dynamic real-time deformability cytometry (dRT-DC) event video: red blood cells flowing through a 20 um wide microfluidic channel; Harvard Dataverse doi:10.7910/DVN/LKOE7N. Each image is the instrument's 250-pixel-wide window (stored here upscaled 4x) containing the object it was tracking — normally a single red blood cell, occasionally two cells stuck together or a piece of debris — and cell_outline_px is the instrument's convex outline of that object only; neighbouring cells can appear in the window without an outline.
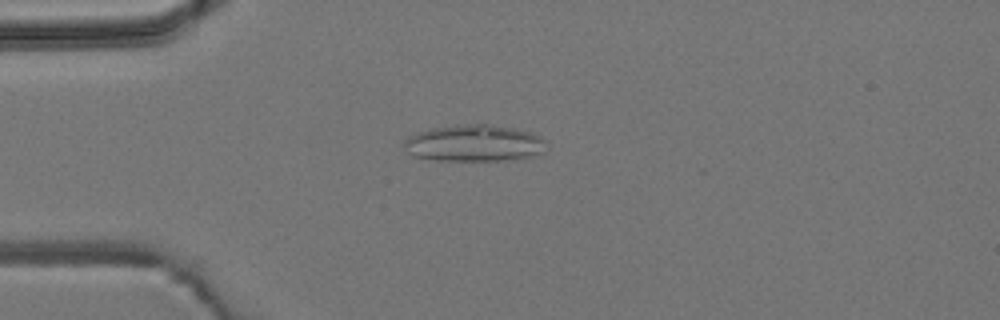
{"species": "common noctule bat (a hibernating species)", "species_latin": "Nyctalus noctula", "temperature_condition": "room temperature", "stored_images_in_passage": 4, "camera_frame_rate_fps": 3000, "um_per_image_px": 0.085, "animal": {"sex": "male", "body_mass_g": 19.2, "forearm_length_mm": 51.8}, "frame": {"image": 1, "passage_image": 4, "time_ms": 4.667, "image_size_px": [1000, 320], "cell_outline_px": [[548, 144], [544, 152], [532, 156], [504, 160], [436, 160], [412, 156], [408, 152], [404, 144], [404, 140], [408, 136], [416, 132], [428, 128], [468, 124], [488, 124], [512, 128], [528, 132], [540, 136]], "centroid_in_image_um": [40.29, 12.17], "position_along_channel_um": 44.7, "area_um2": 30.4}}